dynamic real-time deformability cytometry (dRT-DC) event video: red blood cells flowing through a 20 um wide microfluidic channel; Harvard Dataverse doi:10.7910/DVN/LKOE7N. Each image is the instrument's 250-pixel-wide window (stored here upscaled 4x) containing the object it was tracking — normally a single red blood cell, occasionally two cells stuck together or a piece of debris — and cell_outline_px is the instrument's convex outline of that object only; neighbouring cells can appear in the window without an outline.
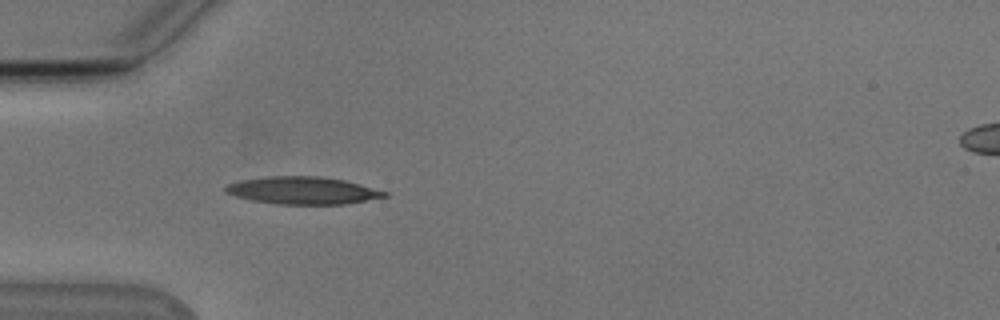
{"species": "Egyptian fruit bat (a non-hibernating species)", "species_latin": "Rousettus aegyptiacus", "temperature_condition": "cold", "stored_images_in_passage": 7, "camera_frame_rate_fps": 3000, "um_per_image_px": 0.085, "animal": {"sex": "male"}, "frame": {"image": 1, "passage_image": 1, "time_ms": 0.0, "image_size_px": [1000, 320], "cell_outline_px": [[388, 196], [344, 204], [276, 204], [252, 200], [236, 196], [224, 192], [224, 188], [228, 184], [240, 180], [268, 176], [320, 176], [344, 180], [360, 184], [388, 192]], "centroid_in_image_um": [25.72, 16.18], "position_along_channel_um": 59.3, "area_um2": 25.32}}
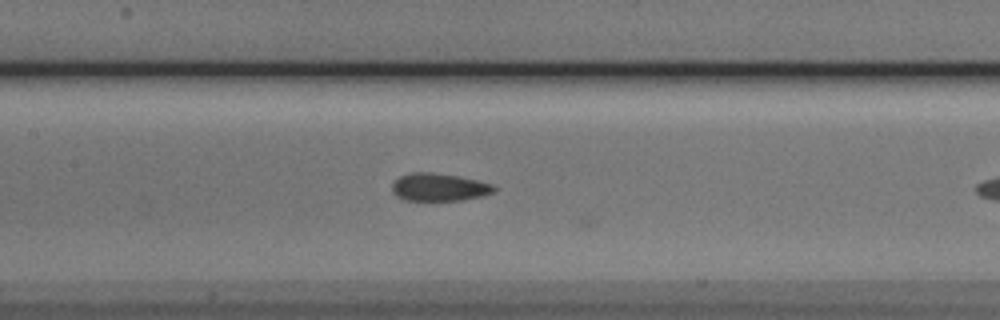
{"frame": {"image": 2, "passage_image": 6, "time_ms": 1.667, "image_size_px": [1000, 320], "cell_outline_px": [[496, 192], [464, 200], [404, 200], [396, 196], [392, 192], [392, 184], [400, 176], [408, 172], [432, 172], [460, 176], [492, 184], [496, 188]], "centroid_in_image_um": [37.31, 15.9], "position_along_channel_um": 170.1, "area_um2": 16.59}}